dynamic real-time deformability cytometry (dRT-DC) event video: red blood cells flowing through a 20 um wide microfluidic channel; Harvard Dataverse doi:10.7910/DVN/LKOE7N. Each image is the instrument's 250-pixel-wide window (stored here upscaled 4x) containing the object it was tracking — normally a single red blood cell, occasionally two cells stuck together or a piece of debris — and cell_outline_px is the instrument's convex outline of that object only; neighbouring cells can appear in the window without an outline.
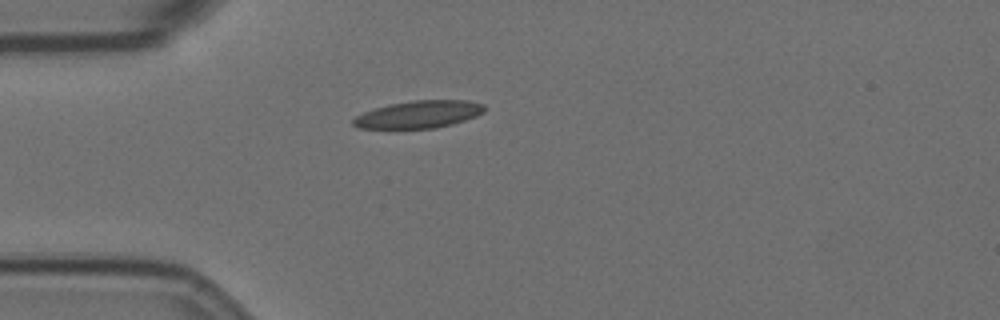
{"species": "Egyptian fruit bat (a non-hibernating species)", "species_latin": "Rousettus aegyptiacus", "temperature_condition": "room temperature", "stored_images_in_passage": 30, "camera_frame_rate_fps": 3000, "um_per_image_px": 0.085, "animal": {"sex": "female"}, "frame": {"image": 1, "passage_image": 1, "time_ms": 0.0, "image_size_px": [1000, 320], "cell_outline_px": [[484, 112], [476, 116], [452, 124], [436, 128], [356, 128], [352, 124], [352, 120], [356, 116], [364, 112], [388, 104], [412, 100], [468, 100], [484, 104]], "centroid_in_image_um": [35.59, 9.72], "position_along_channel_um": 49.4, "area_um2": 20.92}}
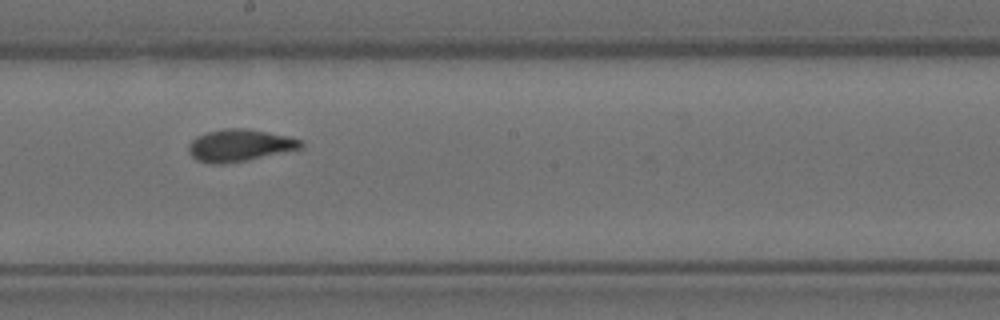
{"frame": {"image": 2, "passage_image": 17, "time_ms": 5.333, "image_size_px": [1000, 320], "cell_outline_px": [[304, 148], [248, 160], [224, 164], [212, 164], [196, 160], [188, 152], [188, 144], [196, 136], [208, 132], [224, 128], [248, 128], [288, 136], [304, 140]], "centroid_in_image_um": [20.39, 12.36], "position_along_channel_um": 227.8, "area_um2": 21.33}}
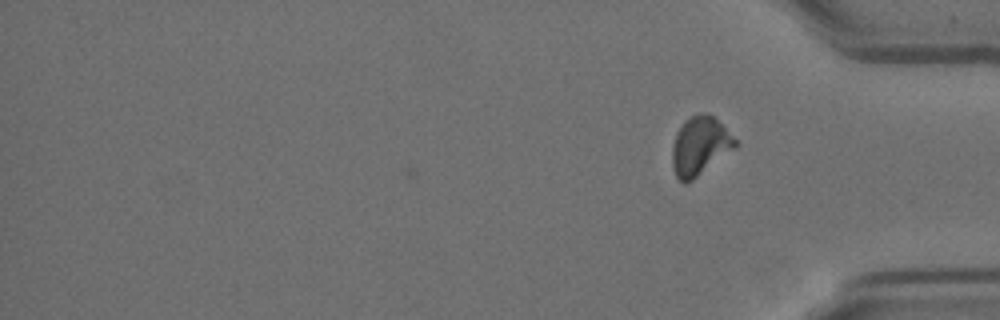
{"frame": {"image": 3, "passage_image": 30, "time_ms": 9.667, "image_size_px": [1000, 320], "cell_outline_px": [[736, 148], [692, 180], [684, 184], [676, 176], [672, 168], [672, 148], [676, 132], [684, 120], [700, 112], [708, 112], [736, 140]], "centroid_in_image_um": [59.46, 12.41], "position_along_channel_um": 375.7, "area_um2": 21.33}, "authors_computed_cell_mechanics": {"area_um2": 20.7213, "velocity_mm_per_s": 3.5517, "shape_relaxation_time_tau1_ms": 7.0365, "shape_relaxation_time_tau2_ms": 0.8524, "deformation_change_tau1": 0.197, "deformation_change_tau2": 0.0713}}